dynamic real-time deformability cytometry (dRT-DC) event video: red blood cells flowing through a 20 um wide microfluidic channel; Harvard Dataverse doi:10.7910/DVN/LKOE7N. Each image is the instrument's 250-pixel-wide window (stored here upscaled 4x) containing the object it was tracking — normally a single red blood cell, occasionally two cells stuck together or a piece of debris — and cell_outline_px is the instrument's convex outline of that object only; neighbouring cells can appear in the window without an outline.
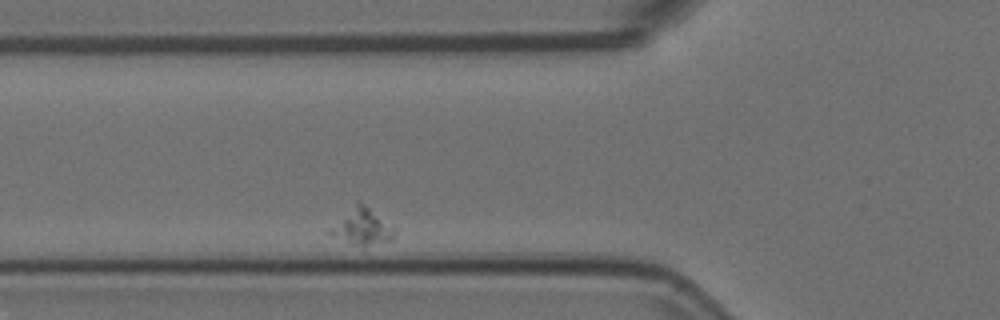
{"species": "Egyptian fruit bat (a non-hibernating species)", "species_latin": "Rousettus aegyptiacus", "temperature_condition": "room temperature", "stored_images_in_passage": 2, "camera_frame_rate_fps": 3000, "um_per_image_px": 0.085, "animal": {"sex": "female"}, "frame": {"image": 1, "passage_image": 2, "time_ms": 0.333, "image_size_px": [1000, 320], "cell_outline_px": [[396, 228], [392, 240], [364, 248], [324, 232], [360, 200], [396, 224]], "centroid_in_image_um": [30.87, 19.27], "position_along_channel_um": 94.9, "area_um2": 14.16}}